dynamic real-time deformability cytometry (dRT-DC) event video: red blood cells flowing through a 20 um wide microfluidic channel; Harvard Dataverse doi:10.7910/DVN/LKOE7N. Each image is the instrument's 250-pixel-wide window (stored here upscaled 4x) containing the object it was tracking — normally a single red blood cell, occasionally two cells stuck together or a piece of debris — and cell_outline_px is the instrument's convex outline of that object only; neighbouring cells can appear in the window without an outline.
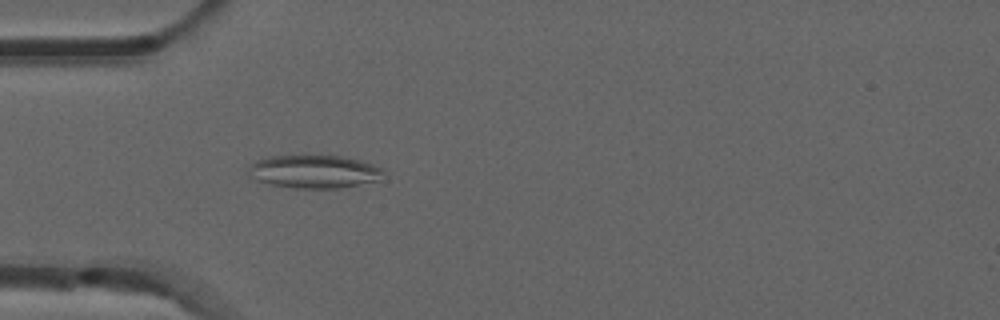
{"species": "common noctule bat (a hibernating species)", "species_latin": "Nyctalus noctula", "temperature_condition": "room temperature", "stored_images_in_passage": 39, "camera_frame_rate_fps": 3000, "um_per_image_px": 0.085, "animal": {"sex": "male", "forearm_length_mm": 52.5}, "frame": {"image": 1, "passage_image": 1, "time_ms": 0.0, "image_size_px": [1000, 320], "cell_outline_px": [[384, 172], [376, 180], [340, 188], [296, 188], [272, 184], [256, 180], [248, 176], [248, 168], [256, 160], [272, 156], [340, 156], [360, 160], [384, 168]], "centroid_in_image_um": [26.67, 14.58], "position_along_channel_um": 58.3, "area_um2": 25.72}}
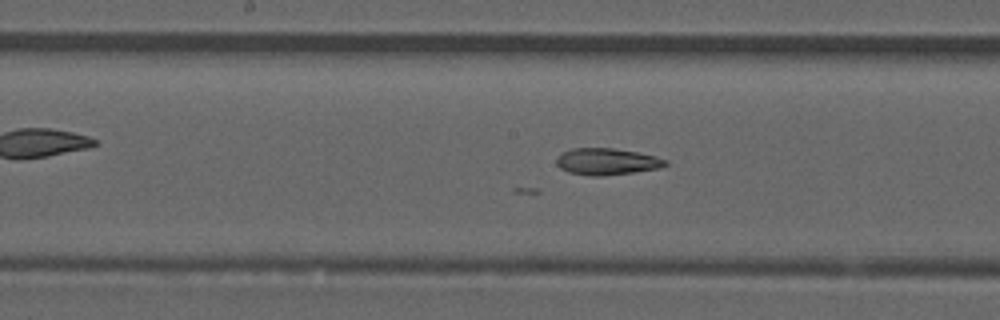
{"frame": {"image": 2, "passage_image": 12, "time_ms": 3.667, "image_size_px": [1000, 320], "cell_outline_px": [[668, 164], [660, 168], [632, 172], [600, 176], [592, 176], [568, 172], [560, 168], [556, 164], [556, 160], [564, 152], [572, 148], [612, 148], [636, 152], [656, 156], [668, 160]], "centroid_in_image_um": [51.6, 13.73], "position_along_channel_um": 196.6, "area_um2": 16.76}}
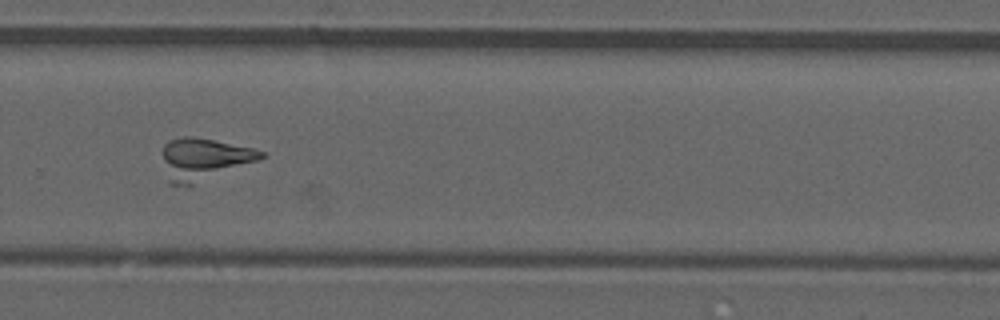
{"frame": {"image": 3, "passage_image": 21, "time_ms": 6.667, "image_size_px": [1000, 320], "cell_outline_px": [[268, 156], [192, 184], [168, 184], [164, 160], [164, 144], [168, 140], [184, 136], [188, 136], [212, 140], [252, 148], [264, 152]], "centroid_in_image_um": [17.31, 13.5], "position_along_channel_um": 312.5, "area_um2": 23.24}}